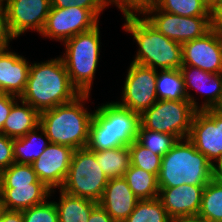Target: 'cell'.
Instances as JSON below:
<instances>
[{
    "instance_id": "obj_1",
    "label": "cell",
    "mask_w": 222,
    "mask_h": 222,
    "mask_svg": "<svg viewBox=\"0 0 222 222\" xmlns=\"http://www.w3.org/2000/svg\"><path fill=\"white\" fill-rule=\"evenodd\" d=\"M79 91L70 82L60 57L31 63L24 92L19 97L39 113L73 101Z\"/></svg>"
},
{
    "instance_id": "obj_2",
    "label": "cell",
    "mask_w": 222,
    "mask_h": 222,
    "mask_svg": "<svg viewBox=\"0 0 222 222\" xmlns=\"http://www.w3.org/2000/svg\"><path fill=\"white\" fill-rule=\"evenodd\" d=\"M89 94H80L73 101L40 113V126L50 143L76 149L86 148L93 113L84 107Z\"/></svg>"
},
{
    "instance_id": "obj_3",
    "label": "cell",
    "mask_w": 222,
    "mask_h": 222,
    "mask_svg": "<svg viewBox=\"0 0 222 222\" xmlns=\"http://www.w3.org/2000/svg\"><path fill=\"white\" fill-rule=\"evenodd\" d=\"M93 111L87 148L91 151L129 146L136 140L140 114L108 102Z\"/></svg>"
},
{
    "instance_id": "obj_4",
    "label": "cell",
    "mask_w": 222,
    "mask_h": 222,
    "mask_svg": "<svg viewBox=\"0 0 222 222\" xmlns=\"http://www.w3.org/2000/svg\"><path fill=\"white\" fill-rule=\"evenodd\" d=\"M157 177L159 188L206 186L213 179V164L187 138L180 139L162 156Z\"/></svg>"
},
{
    "instance_id": "obj_5",
    "label": "cell",
    "mask_w": 222,
    "mask_h": 222,
    "mask_svg": "<svg viewBox=\"0 0 222 222\" xmlns=\"http://www.w3.org/2000/svg\"><path fill=\"white\" fill-rule=\"evenodd\" d=\"M124 18V31L132 34L139 47L132 62L155 70L158 67L160 70L180 69L182 44L160 33L144 17L129 15Z\"/></svg>"
},
{
    "instance_id": "obj_6",
    "label": "cell",
    "mask_w": 222,
    "mask_h": 222,
    "mask_svg": "<svg viewBox=\"0 0 222 222\" xmlns=\"http://www.w3.org/2000/svg\"><path fill=\"white\" fill-rule=\"evenodd\" d=\"M61 56L72 85L80 94H90L100 55V29L80 33L63 42Z\"/></svg>"
},
{
    "instance_id": "obj_7",
    "label": "cell",
    "mask_w": 222,
    "mask_h": 222,
    "mask_svg": "<svg viewBox=\"0 0 222 222\" xmlns=\"http://www.w3.org/2000/svg\"><path fill=\"white\" fill-rule=\"evenodd\" d=\"M109 179L99 166L95 151L86 148L74 151L62 191L99 202Z\"/></svg>"
},
{
    "instance_id": "obj_8",
    "label": "cell",
    "mask_w": 222,
    "mask_h": 222,
    "mask_svg": "<svg viewBox=\"0 0 222 222\" xmlns=\"http://www.w3.org/2000/svg\"><path fill=\"white\" fill-rule=\"evenodd\" d=\"M197 110L189 100H157L140 114V125L146 129L173 135L177 140L188 138Z\"/></svg>"
},
{
    "instance_id": "obj_9",
    "label": "cell",
    "mask_w": 222,
    "mask_h": 222,
    "mask_svg": "<svg viewBox=\"0 0 222 222\" xmlns=\"http://www.w3.org/2000/svg\"><path fill=\"white\" fill-rule=\"evenodd\" d=\"M142 16L160 33L180 44L202 37L214 27V16H180L159 10L154 4Z\"/></svg>"
},
{
    "instance_id": "obj_10",
    "label": "cell",
    "mask_w": 222,
    "mask_h": 222,
    "mask_svg": "<svg viewBox=\"0 0 222 222\" xmlns=\"http://www.w3.org/2000/svg\"><path fill=\"white\" fill-rule=\"evenodd\" d=\"M98 19L99 17L92 10L85 8L77 6L51 7L40 35L65 42L77 34L94 29L98 26Z\"/></svg>"
},
{
    "instance_id": "obj_11",
    "label": "cell",
    "mask_w": 222,
    "mask_h": 222,
    "mask_svg": "<svg viewBox=\"0 0 222 222\" xmlns=\"http://www.w3.org/2000/svg\"><path fill=\"white\" fill-rule=\"evenodd\" d=\"M122 90V102L116 103L141 114L158 100L156 94L157 70L131 62Z\"/></svg>"
},
{
    "instance_id": "obj_12",
    "label": "cell",
    "mask_w": 222,
    "mask_h": 222,
    "mask_svg": "<svg viewBox=\"0 0 222 222\" xmlns=\"http://www.w3.org/2000/svg\"><path fill=\"white\" fill-rule=\"evenodd\" d=\"M213 164L222 154V112H195L187 138Z\"/></svg>"
},
{
    "instance_id": "obj_13",
    "label": "cell",
    "mask_w": 222,
    "mask_h": 222,
    "mask_svg": "<svg viewBox=\"0 0 222 222\" xmlns=\"http://www.w3.org/2000/svg\"><path fill=\"white\" fill-rule=\"evenodd\" d=\"M182 66L222 73V35L213 27L202 37L182 44Z\"/></svg>"
},
{
    "instance_id": "obj_14",
    "label": "cell",
    "mask_w": 222,
    "mask_h": 222,
    "mask_svg": "<svg viewBox=\"0 0 222 222\" xmlns=\"http://www.w3.org/2000/svg\"><path fill=\"white\" fill-rule=\"evenodd\" d=\"M11 34L18 38L25 31L42 32L51 0H6L4 5Z\"/></svg>"
},
{
    "instance_id": "obj_15",
    "label": "cell",
    "mask_w": 222,
    "mask_h": 222,
    "mask_svg": "<svg viewBox=\"0 0 222 222\" xmlns=\"http://www.w3.org/2000/svg\"><path fill=\"white\" fill-rule=\"evenodd\" d=\"M74 149L59 144H49L31 165L38 179L50 190L61 188L68 174Z\"/></svg>"
},
{
    "instance_id": "obj_16",
    "label": "cell",
    "mask_w": 222,
    "mask_h": 222,
    "mask_svg": "<svg viewBox=\"0 0 222 222\" xmlns=\"http://www.w3.org/2000/svg\"><path fill=\"white\" fill-rule=\"evenodd\" d=\"M205 186L180 185L178 187L159 188L158 198L168 216L174 221L197 217Z\"/></svg>"
},
{
    "instance_id": "obj_17",
    "label": "cell",
    "mask_w": 222,
    "mask_h": 222,
    "mask_svg": "<svg viewBox=\"0 0 222 222\" xmlns=\"http://www.w3.org/2000/svg\"><path fill=\"white\" fill-rule=\"evenodd\" d=\"M187 99L198 110L214 109L222 95V73H210L192 66H181ZM210 83V84H209ZM196 89L206 97L201 106L189 94L188 88Z\"/></svg>"
},
{
    "instance_id": "obj_18",
    "label": "cell",
    "mask_w": 222,
    "mask_h": 222,
    "mask_svg": "<svg viewBox=\"0 0 222 222\" xmlns=\"http://www.w3.org/2000/svg\"><path fill=\"white\" fill-rule=\"evenodd\" d=\"M139 199L124 177L109 179L98 204L116 222H123L134 210Z\"/></svg>"
},
{
    "instance_id": "obj_19",
    "label": "cell",
    "mask_w": 222,
    "mask_h": 222,
    "mask_svg": "<svg viewBox=\"0 0 222 222\" xmlns=\"http://www.w3.org/2000/svg\"><path fill=\"white\" fill-rule=\"evenodd\" d=\"M30 65L26 58L9 48L0 51V92L20 97L28 80Z\"/></svg>"
},
{
    "instance_id": "obj_20",
    "label": "cell",
    "mask_w": 222,
    "mask_h": 222,
    "mask_svg": "<svg viewBox=\"0 0 222 222\" xmlns=\"http://www.w3.org/2000/svg\"><path fill=\"white\" fill-rule=\"evenodd\" d=\"M53 193L44 183L14 185L0 188V195L7 210L22 211L44 203Z\"/></svg>"
},
{
    "instance_id": "obj_21",
    "label": "cell",
    "mask_w": 222,
    "mask_h": 222,
    "mask_svg": "<svg viewBox=\"0 0 222 222\" xmlns=\"http://www.w3.org/2000/svg\"><path fill=\"white\" fill-rule=\"evenodd\" d=\"M19 102L13 104L1 132L11 139L25 136L40 124V113L25 101Z\"/></svg>"
},
{
    "instance_id": "obj_22",
    "label": "cell",
    "mask_w": 222,
    "mask_h": 222,
    "mask_svg": "<svg viewBox=\"0 0 222 222\" xmlns=\"http://www.w3.org/2000/svg\"><path fill=\"white\" fill-rule=\"evenodd\" d=\"M39 131H41V134H38ZM44 139H47V142ZM49 144L51 143L43 128L40 125L37 126L25 136L14 139L13 150L15 162L32 164L41 156Z\"/></svg>"
},
{
    "instance_id": "obj_23",
    "label": "cell",
    "mask_w": 222,
    "mask_h": 222,
    "mask_svg": "<svg viewBox=\"0 0 222 222\" xmlns=\"http://www.w3.org/2000/svg\"><path fill=\"white\" fill-rule=\"evenodd\" d=\"M59 202H54L58 211L59 222H88L91 211L97 202L70 195L61 189Z\"/></svg>"
},
{
    "instance_id": "obj_24",
    "label": "cell",
    "mask_w": 222,
    "mask_h": 222,
    "mask_svg": "<svg viewBox=\"0 0 222 222\" xmlns=\"http://www.w3.org/2000/svg\"><path fill=\"white\" fill-rule=\"evenodd\" d=\"M95 156L101 170L108 179L123 177L131 165L128 146L95 151Z\"/></svg>"
},
{
    "instance_id": "obj_25",
    "label": "cell",
    "mask_w": 222,
    "mask_h": 222,
    "mask_svg": "<svg viewBox=\"0 0 222 222\" xmlns=\"http://www.w3.org/2000/svg\"><path fill=\"white\" fill-rule=\"evenodd\" d=\"M123 177L139 200L154 199L159 196L160 189L156 174L130 165Z\"/></svg>"
},
{
    "instance_id": "obj_26",
    "label": "cell",
    "mask_w": 222,
    "mask_h": 222,
    "mask_svg": "<svg viewBox=\"0 0 222 222\" xmlns=\"http://www.w3.org/2000/svg\"><path fill=\"white\" fill-rule=\"evenodd\" d=\"M156 94L158 100H188L180 69L157 70Z\"/></svg>"
},
{
    "instance_id": "obj_27",
    "label": "cell",
    "mask_w": 222,
    "mask_h": 222,
    "mask_svg": "<svg viewBox=\"0 0 222 222\" xmlns=\"http://www.w3.org/2000/svg\"><path fill=\"white\" fill-rule=\"evenodd\" d=\"M197 217L211 222L222 221V181L212 179L204 187Z\"/></svg>"
},
{
    "instance_id": "obj_28",
    "label": "cell",
    "mask_w": 222,
    "mask_h": 222,
    "mask_svg": "<svg viewBox=\"0 0 222 222\" xmlns=\"http://www.w3.org/2000/svg\"><path fill=\"white\" fill-rule=\"evenodd\" d=\"M154 5L159 10L180 16H214V9L205 0H155Z\"/></svg>"
},
{
    "instance_id": "obj_29",
    "label": "cell",
    "mask_w": 222,
    "mask_h": 222,
    "mask_svg": "<svg viewBox=\"0 0 222 222\" xmlns=\"http://www.w3.org/2000/svg\"><path fill=\"white\" fill-rule=\"evenodd\" d=\"M123 222H174L160 199L139 200L133 212Z\"/></svg>"
},
{
    "instance_id": "obj_30",
    "label": "cell",
    "mask_w": 222,
    "mask_h": 222,
    "mask_svg": "<svg viewBox=\"0 0 222 222\" xmlns=\"http://www.w3.org/2000/svg\"><path fill=\"white\" fill-rule=\"evenodd\" d=\"M136 141L151 152L164 156L178 140L173 135L149 130L139 125Z\"/></svg>"
},
{
    "instance_id": "obj_31",
    "label": "cell",
    "mask_w": 222,
    "mask_h": 222,
    "mask_svg": "<svg viewBox=\"0 0 222 222\" xmlns=\"http://www.w3.org/2000/svg\"><path fill=\"white\" fill-rule=\"evenodd\" d=\"M43 183L34 172L31 164L14 162L0 172V188H14V185Z\"/></svg>"
},
{
    "instance_id": "obj_32",
    "label": "cell",
    "mask_w": 222,
    "mask_h": 222,
    "mask_svg": "<svg viewBox=\"0 0 222 222\" xmlns=\"http://www.w3.org/2000/svg\"><path fill=\"white\" fill-rule=\"evenodd\" d=\"M131 165L158 176L162 156L151 152L134 140L129 146Z\"/></svg>"
},
{
    "instance_id": "obj_33",
    "label": "cell",
    "mask_w": 222,
    "mask_h": 222,
    "mask_svg": "<svg viewBox=\"0 0 222 222\" xmlns=\"http://www.w3.org/2000/svg\"><path fill=\"white\" fill-rule=\"evenodd\" d=\"M23 222H59L58 211L54 201L46 200L44 203L22 210Z\"/></svg>"
},
{
    "instance_id": "obj_34",
    "label": "cell",
    "mask_w": 222,
    "mask_h": 222,
    "mask_svg": "<svg viewBox=\"0 0 222 222\" xmlns=\"http://www.w3.org/2000/svg\"><path fill=\"white\" fill-rule=\"evenodd\" d=\"M107 7L115 4L124 16L143 14L155 0H105ZM138 13V14H137Z\"/></svg>"
},
{
    "instance_id": "obj_35",
    "label": "cell",
    "mask_w": 222,
    "mask_h": 222,
    "mask_svg": "<svg viewBox=\"0 0 222 222\" xmlns=\"http://www.w3.org/2000/svg\"><path fill=\"white\" fill-rule=\"evenodd\" d=\"M68 6L92 10L99 17L107 4L105 0H51V7L67 8Z\"/></svg>"
},
{
    "instance_id": "obj_36",
    "label": "cell",
    "mask_w": 222,
    "mask_h": 222,
    "mask_svg": "<svg viewBox=\"0 0 222 222\" xmlns=\"http://www.w3.org/2000/svg\"><path fill=\"white\" fill-rule=\"evenodd\" d=\"M13 143L14 139L0 133V172L15 162Z\"/></svg>"
},
{
    "instance_id": "obj_37",
    "label": "cell",
    "mask_w": 222,
    "mask_h": 222,
    "mask_svg": "<svg viewBox=\"0 0 222 222\" xmlns=\"http://www.w3.org/2000/svg\"><path fill=\"white\" fill-rule=\"evenodd\" d=\"M15 37L11 34L7 14L4 7L0 6V51L9 48V42Z\"/></svg>"
},
{
    "instance_id": "obj_38",
    "label": "cell",
    "mask_w": 222,
    "mask_h": 222,
    "mask_svg": "<svg viewBox=\"0 0 222 222\" xmlns=\"http://www.w3.org/2000/svg\"><path fill=\"white\" fill-rule=\"evenodd\" d=\"M17 99L19 101L18 96L0 92V133L3 131L5 121Z\"/></svg>"
},
{
    "instance_id": "obj_39",
    "label": "cell",
    "mask_w": 222,
    "mask_h": 222,
    "mask_svg": "<svg viewBox=\"0 0 222 222\" xmlns=\"http://www.w3.org/2000/svg\"><path fill=\"white\" fill-rule=\"evenodd\" d=\"M88 222H116L107 212L98 204L89 216Z\"/></svg>"
},
{
    "instance_id": "obj_40",
    "label": "cell",
    "mask_w": 222,
    "mask_h": 222,
    "mask_svg": "<svg viewBox=\"0 0 222 222\" xmlns=\"http://www.w3.org/2000/svg\"><path fill=\"white\" fill-rule=\"evenodd\" d=\"M0 222H23L22 211L7 210Z\"/></svg>"
},
{
    "instance_id": "obj_41",
    "label": "cell",
    "mask_w": 222,
    "mask_h": 222,
    "mask_svg": "<svg viewBox=\"0 0 222 222\" xmlns=\"http://www.w3.org/2000/svg\"><path fill=\"white\" fill-rule=\"evenodd\" d=\"M214 27L222 35V2L214 9Z\"/></svg>"
},
{
    "instance_id": "obj_42",
    "label": "cell",
    "mask_w": 222,
    "mask_h": 222,
    "mask_svg": "<svg viewBox=\"0 0 222 222\" xmlns=\"http://www.w3.org/2000/svg\"><path fill=\"white\" fill-rule=\"evenodd\" d=\"M213 179L222 181V154L217 161L213 163Z\"/></svg>"
},
{
    "instance_id": "obj_43",
    "label": "cell",
    "mask_w": 222,
    "mask_h": 222,
    "mask_svg": "<svg viewBox=\"0 0 222 222\" xmlns=\"http://www.w3.org/2000/svg\"><path fill=\"white\" fill-rule=\"evenodd\" d=\"M177 222H211V221H207L198 217H192V218H187V219H183V220H179Z\"/></svg>"
},
{
    "instance_id": "obj_44",
    "label": "cell",
    "mask_w": 222,
    "mask_h": 222,
    "mask_svg": "<svg viewBox=\"0 0 222 222\" xmlns=\"http://www.w3.org/2000/svg\"><path fill=\"white\" fill-rule=\"evenodd\" d=\"M6 211H7L6 205L4 204L2 196L0 195V221L3 218V215Z\"/></svg>"
},
{
    "instance_id": "obj_45",
    "label": "cell",
    "mask_w": 222,
    "mask_h": 222,
    "mask_svg": "<svg viewBox=\"0 0 222 222\" xmlns=\"http://www.w3.org/2000/svg\"><path fill=\"white\" fill-rule=\"evenodd\" d=\"M213 9H215L222 0H205Z\"/></svg>"
},
{
    "instance_id": "obj_46",
    "label": "cell",
    "mask_w": 222,
    "mask_h": 222,
    "mask_svg": "<svg viewBox=\"0 0 222 222\" xmlns=\"http://www.w3.org/2000/svg\"><path fill=\"white\" fill-rule=\"evenodd\" d=\"M214 109L219 112H222V95H221L220 101L218 102V104L216 105Z\"/></svg>"
},
{
    "instance_id": "obj_47",
    "label": "cell",
    "mask_w": 222,
    "mask_h": 222,
    "mask_svg": "<svg viewBox=\"0 0 222 222\" xmlns=\"http://www.w3.org/2000/svg\"><path fill=\"white\" fill-rule=\"evenodd\" d=\"M6 3V0H0V6L4 7V4Z\"/></svg>"
}]
</instances>
